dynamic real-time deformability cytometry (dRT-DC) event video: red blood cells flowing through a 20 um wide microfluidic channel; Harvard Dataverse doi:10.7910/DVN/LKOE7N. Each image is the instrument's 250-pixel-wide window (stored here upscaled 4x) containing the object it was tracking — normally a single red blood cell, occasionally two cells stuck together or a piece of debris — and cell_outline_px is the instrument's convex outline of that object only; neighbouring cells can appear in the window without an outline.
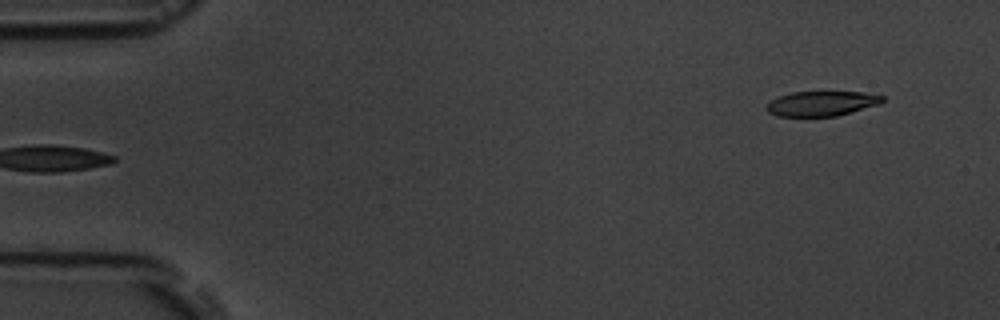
{"species": "common noctule bat (a hibernating species)", "species_latin": "Nyctalus noctula", "temperature_condition": "room temperature", "stored_images_in_passage": 5, "camera_frame_rate_fps": 3000, "um_per_image_px": 0.085, "animal": {"sex": "male", "body_mass_g": 19.5, "forearm_length_mm": 54.6}, "frame": {"image": 1, "passage_image": 5, "time_ms": 5.333, "image_size_px": [1000, 320], "cell_outline_px": [[884, 100], [880, 104], [836, 116], [776, 116], [768, 112], [764, 108], [772, 100], [780, 96], [792, 92], [860, 92], [884, 96]], "centroid_in_image_um": [69.83, 8.8], "position_along_channel_um": 15.2, "area_um2": 16.65}}